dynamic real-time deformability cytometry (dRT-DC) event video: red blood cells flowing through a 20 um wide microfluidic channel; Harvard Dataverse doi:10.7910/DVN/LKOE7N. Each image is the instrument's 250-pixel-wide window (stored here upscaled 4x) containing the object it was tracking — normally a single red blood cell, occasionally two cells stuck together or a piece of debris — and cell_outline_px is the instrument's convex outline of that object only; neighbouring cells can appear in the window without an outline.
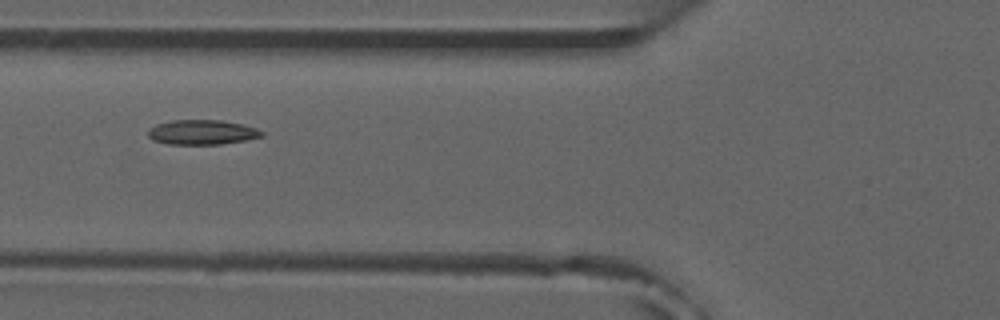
{"species": "common noctule bat (a hibernating species)", "species_latin": "Nyctalus noctula", "temperature_condition": "room temperature", "stored_images_in_passage": 8, "camera_frame_rate_fps": 3000, "um_per_image_px": 0.085, "animal": {"sex": "male", "forearm_length_mm": 52.5}, "frame": {"image": 1, "passage_image": 6, "time_ms": 5.667, "image_size_px": [1000, 320], "cell_outline_px": [[264, 136], [248, 140], [220, 144], [168, 144], [152, 140], [148, 136], [148, 128], [156, 124], [172, 120], [220, 120], [244, 124], [256, 128], [264, 132]], "centroid_in_image_um": [17.19, 11.24], "position_along_channel_um": 108.6, "area_um2": 16.59}}
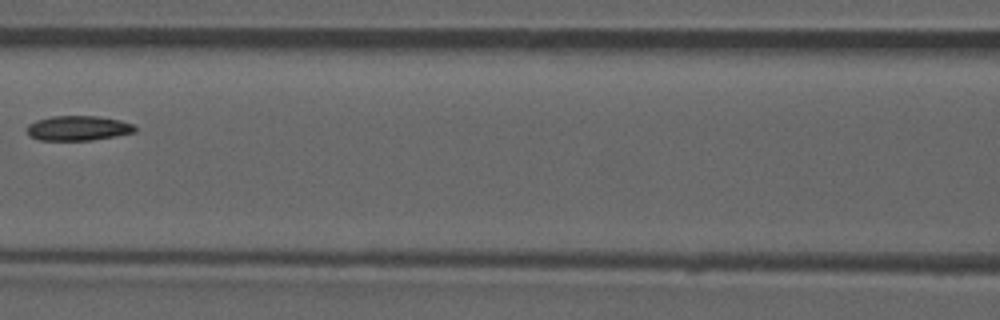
{"frame": {"image": 2, "passage_image": 7, "time_ms": 7.0, "image_size_px": [1000, 320], "cell_outline_px": [[136, 132], [116, 136], [92, 140], [40, 140], [28, 136], [28, 124], [36, 120], [52, 116], [96, 116], [120, 120], [132, 124], [136, 128]], "centroid_in_image_um": [6.64, 10.89], "position_along_channel_um": 160.0, "area_um2": 15.61}}